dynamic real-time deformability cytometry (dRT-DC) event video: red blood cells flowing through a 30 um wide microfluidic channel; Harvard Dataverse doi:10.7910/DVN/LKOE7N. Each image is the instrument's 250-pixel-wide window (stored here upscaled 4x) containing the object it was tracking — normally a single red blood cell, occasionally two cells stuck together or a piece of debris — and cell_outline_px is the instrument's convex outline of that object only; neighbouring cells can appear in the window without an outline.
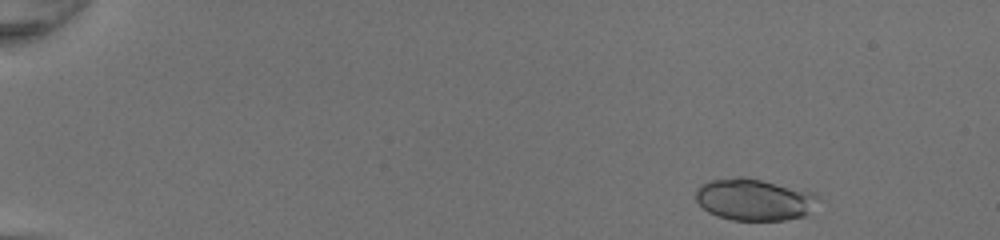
{"species": "common noctule bat (a hibernating species)", "species_latin": "Nyctalus noctula", "temperature_condition": "room temperature", "stored_images_in_passage": 46, "camera_frame_rate_fps": 3000, "um_per_image_px": 0.085, "animal": {"sex": "female", "body_mass_g": 20.0, "forearm_length_mm": 54.0}, "frame": {"image": 1, "passage_image": 2, "time_ms": 0.333, "image_size_px": [1000, 240], "cell_outline_px": [[820, 200], [808, 216], [784, 220], [732, 220], [716, 216], [708, 212], [696, 200], [696, 188], [700, 184], [708, 180], [736, 176], [744, 176], [816, 192], [820, 196]], "centroid_in_image_um": [64.15, 16.95], "position_along_channel_um": 20.9, "area_um2": 30.52}}
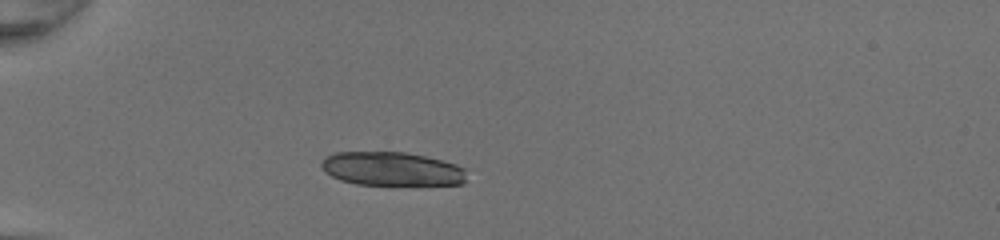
{"frame": {"image": 2, "passage_image": 12, "time_ms": 3.667, "image_size_px": [1000, 240], "cell_outline_px": [[464, 184], [356, 184], [340, 180], [324, 172], [320, 164], [320, 160], [324, 156], [336, 152], [404, 152], [424, 156], [456, 164], [464, 168]], "centroid_in_image_um": [33.22, 14.34], "position_along_channel_um": 51.8, "area_um2": 28.38}}